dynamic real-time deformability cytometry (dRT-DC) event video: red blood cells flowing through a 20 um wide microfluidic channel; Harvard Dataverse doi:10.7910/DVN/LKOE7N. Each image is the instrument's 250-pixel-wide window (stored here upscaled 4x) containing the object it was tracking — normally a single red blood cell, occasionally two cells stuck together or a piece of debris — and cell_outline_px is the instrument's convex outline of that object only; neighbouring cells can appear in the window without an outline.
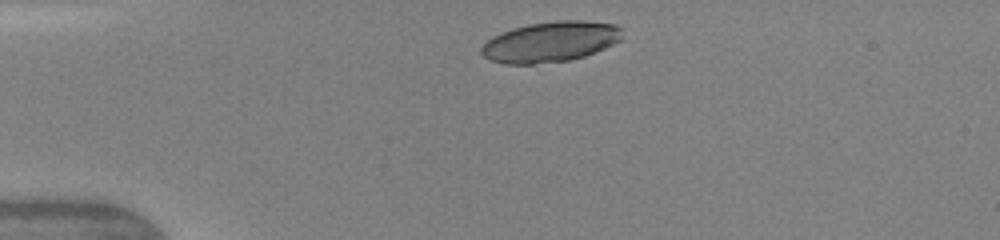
{"species": "human", "species_latin": "Homo sapiens", "temperature_condition": "warm", "stored_images_in_passage": 2, "camera_frame_rate_fps": 3000, "um_per_image_px": 0.085, "donor": {"sex": "female"}, "frame": {"image": 1, "passage_image": 1, "time_ms": 0.0, "image_size_px": [1000, 240], "cell_outline_px": [[620, 40], [604, 48], [584, 56], [568, 60], [532, 64], [504, 64], [488, 60], [480, 52], [480, 48], [492, 36], [512, 28], [528, 24], [556, 20], [584, 20], [616, 24], [620, 28]], "centroid_in_image_um": [46.74, 3.55], "position_along_channel_um": 38.3, "area_um2": 33.18}}